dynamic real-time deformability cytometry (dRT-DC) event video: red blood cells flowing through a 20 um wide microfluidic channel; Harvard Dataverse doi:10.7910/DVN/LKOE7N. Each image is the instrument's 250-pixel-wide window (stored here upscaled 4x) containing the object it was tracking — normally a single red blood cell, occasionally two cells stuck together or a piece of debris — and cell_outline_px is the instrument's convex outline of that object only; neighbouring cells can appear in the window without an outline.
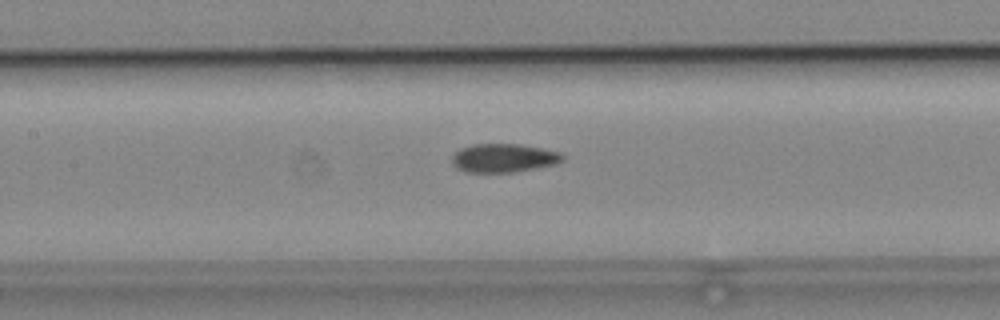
{"species": "common noctule bat (a hibernating species)", "species_latin": "Nyctalus noctula", "temperature_condition": "cold", "stored_images_in_passage": 17, "camera_frame_rate_fps": 3000, "um_per_image_px": 0.085, "animal": {"sex": "male", "body_mass_g": 19.2, "forearm_length_mm": 51.8}, "frame": {"image": 1, "passage_image": 15, "time_ms": 4.667, "image_size_px": [1000, 320], "cell_outline_px": [[564, 160], [556, 164], [516, 172], [464, 172], [456, 168], [452, 164], [452, 156], [460, 148], [472, 144], [520, 144], [560, 152], [564, 156]], "centroid_in_image_um": [42.8, 13.43], "position_along_channel_um": 164.6, "area_um2": 18.55}}